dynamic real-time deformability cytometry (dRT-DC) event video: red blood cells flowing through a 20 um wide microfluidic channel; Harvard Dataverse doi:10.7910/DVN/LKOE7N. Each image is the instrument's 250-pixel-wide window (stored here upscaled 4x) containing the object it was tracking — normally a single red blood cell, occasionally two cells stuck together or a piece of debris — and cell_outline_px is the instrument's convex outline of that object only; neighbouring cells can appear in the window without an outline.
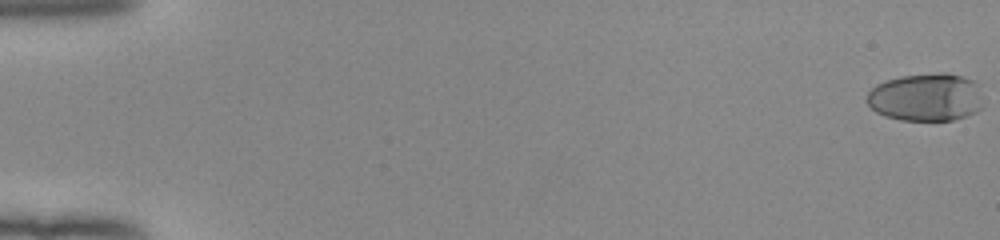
{"species": "human", "species_latin": "Homo sapiens", "temperature_condition": "room temperature", "stored_images_in_passage": 54, "camera_frame_rate_fps": 3000, "um_per_image_px": 0.085, "donor": {"sex": "female"}, "frame": {"image": 1, "passage_image": 1, "time_ms": 0.0, "image_size_px": [1000, 240], "cell_outline_px": [[980, 108], [976, 112], [952, 120], [900, 120], [884, 116], [876, 112], [868, 104], [868, 92], [876, 84], [900, 76], [940, 72], [948, 72], [972, 80], [976, 84]], "centroid_in_image_um": [78.65, 8.26], "position_along_channel_um": 6.4, "area_um2": 32.02}}
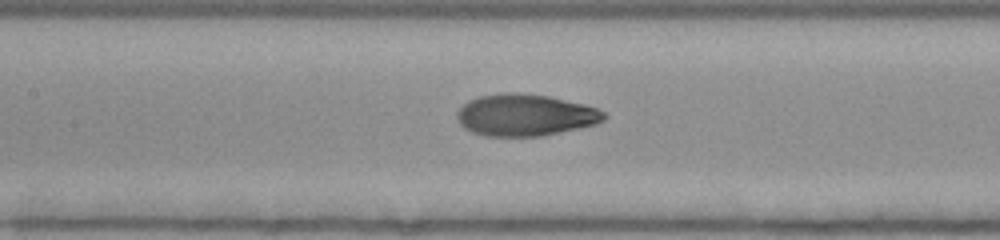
{"frame": {"image": 2, "passage_image": 27, "time_ms": 8.667, "image_size_px": [1000, 240], "cell_outline_px": [[608, 116], [604, 120], [596, 124], [540, 136], [484, 136], [472, 132], [464, 128], [460, 124], [456, 116], [456, 112], [468, 100], [480, 96], [508, 92], [520, 92], [548, 96], [584, 104], [596, 108], [604, 112]], "centroid_in_image_um": [44.62, 9.77], "position_along_channel_um": 162.8, "area_um2": 35.78}}
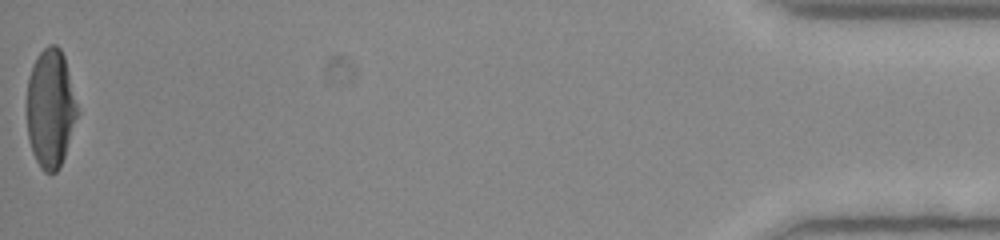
{"frame": {"image": 3, "passage_image": 54, "time_ms": 17.667, "image_size_px": [1000, 240], "cell_outline_px": [[80, 112], [60, 168], [56, 172], [44, 172], [40, 168], [32, 152], [28, 140], [28, 76], [32, 64], [36, 56], [48, 44], [56, 44], [60, 48], [64, 56]], "centroid_in_image_um": [4.31, 9.21], "position_along_channel_um": 430.9, "area_um2": 35.26}, "authors_computed_cell_mechanics": {"area_um2": 35.2002, "velocity_mm_per_s": 3.9791, "shape_relaxation_time_tau1_ms": 4.5598, "shape_relaxation_time_tau2_ms": 0.9358, "deformation_change_tau1": 0.2311, "deformation_change_tau2": 0.0582}}